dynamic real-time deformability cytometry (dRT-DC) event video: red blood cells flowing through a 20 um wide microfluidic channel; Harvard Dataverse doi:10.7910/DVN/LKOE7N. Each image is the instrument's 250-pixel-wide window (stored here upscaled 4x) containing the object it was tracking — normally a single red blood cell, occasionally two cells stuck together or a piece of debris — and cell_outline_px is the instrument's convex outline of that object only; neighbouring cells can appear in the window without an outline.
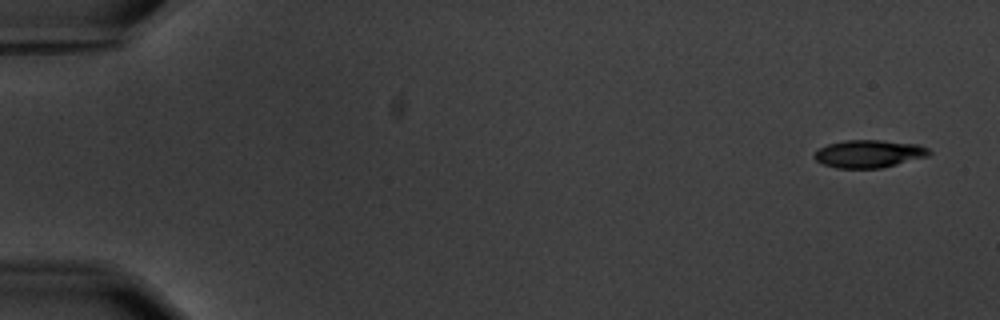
{"species": "common noctule bat (a hibernating species)", "species_latin": "Nyctalus noctula", "temperature_condition": "warm", "stored_images_in_passage": 5, "camera_frame_rate_fps": 3000, "um_per_image_px": 0.085, "animal": {"sex": "male", "body_mass_g": 20.1, "forearm_length_mm": 53.5}, "frame": {"image": 1, "passage_image": 1, "time_ms": 0.0, "image_size_px": [1000, 320], "cell_outline_px": [[932, 152], [928, 156], [880, 168], [836, 168], [824, 164], [816, 160], [812, 156], [820, 148], [828, 144], [844, 140], [884, 140], [920, 144], [928, 148]], "centroid_in_image_um": [73.88, 13.06], "position_along_channel_um": 11.1, "area_um2": 18.55}}
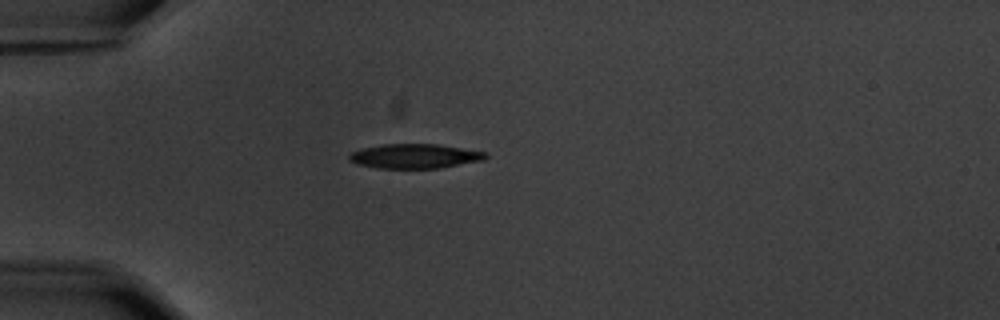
{"frame": {"image": 2, "passage_image": 5, "time_ms": 4.667, "image_size_px": [1000, 320], "cell_outline_px": [[488, 156], [484, 160], [440, 168], [376, 168], [356, 164], [348, 160], [348, 156], [352, 152], [360, 148], [384, 144], [436, 144], [488, 152]], "centroid_in_image_um": [35.24, 13.27], "position_along_channel_um": 49.8, "area_um2": 19.59}}